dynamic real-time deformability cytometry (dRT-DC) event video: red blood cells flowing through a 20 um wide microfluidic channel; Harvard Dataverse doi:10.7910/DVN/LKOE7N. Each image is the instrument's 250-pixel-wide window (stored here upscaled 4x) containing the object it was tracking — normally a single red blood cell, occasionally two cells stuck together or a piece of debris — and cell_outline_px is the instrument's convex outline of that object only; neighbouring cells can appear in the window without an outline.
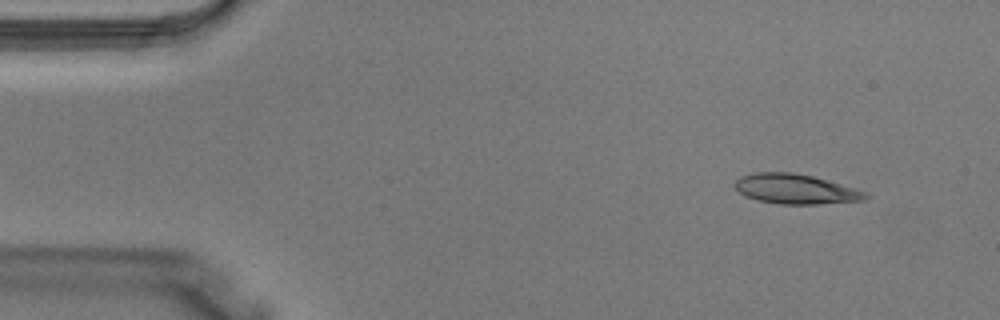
{"species": "Egyptian fruit bat (a non-hibernating species)", "species_latin": "Rousettus aegyptiacus", "temperature_condition": "warm", "stored_images_in_passage": 4, "camera_frame_rate_fps": 3000, "um_per_image_px": 0.085, "animal": {"sex": "male"}, "frame": {"image": 1, "passage_image": 1, "time_ms": 0.0, "image_size_px": [1000, 320], "cell_outline_px": [[868, 200], [816, 204], [780, 204], [760, 200], [744, 196], [732, 184], [740, 176], [752, 172], [792, 172], [812, 176], [852, 188], [864, 192], [868, 196]], "centroid_in_image_um": [67.56, 16.06], "position_along_channel_um": 17.4, "area_um2": 22.48}}
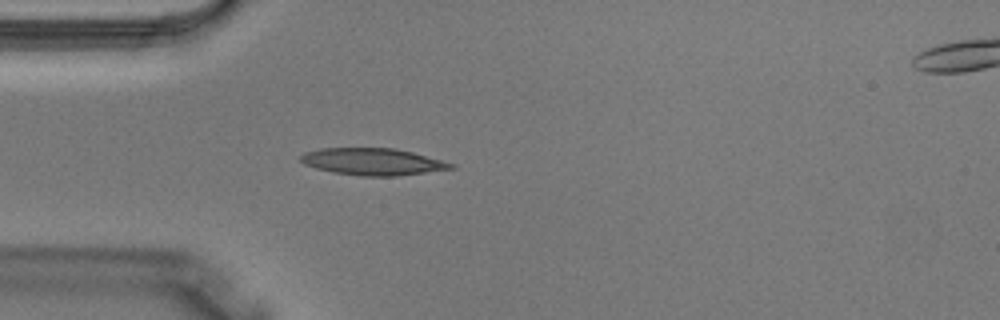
{"frame": {"image": 2, "passage_image": 3, "time_ms": 0.667, "image_size_px": [1000, 320], "cell_outline_px": [[456, 168], [396, 176], [360, 176], [336, 172], [316, 168], [304, 164], [300, 160], [300, 156], [304, 152], [320, 148], [396, 148], [412, 152], [456, 164]], "centroid_in_image_um": [31.69, 13.74], "position_along_channel_um": 53.3, "area_um2": 23.52}}